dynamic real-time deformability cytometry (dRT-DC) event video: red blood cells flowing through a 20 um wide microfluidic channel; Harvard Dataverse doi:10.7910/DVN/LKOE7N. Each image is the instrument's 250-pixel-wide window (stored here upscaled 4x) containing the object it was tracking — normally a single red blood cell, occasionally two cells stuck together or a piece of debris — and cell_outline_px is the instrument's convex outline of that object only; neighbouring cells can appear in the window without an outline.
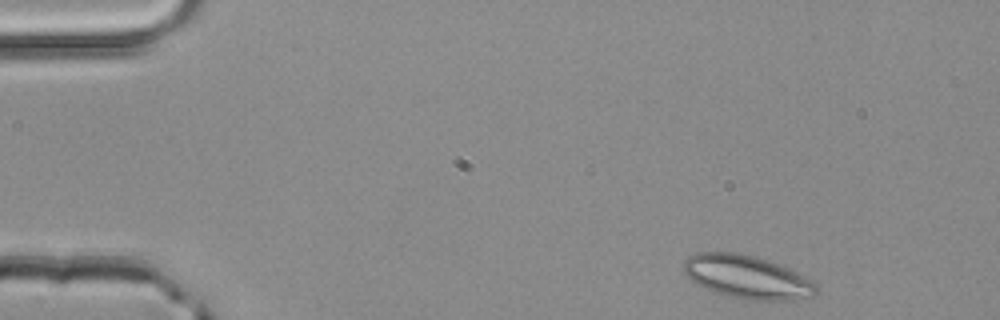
{"species": "common noctule bat (a hibernating species)", "species_latin": "Nyctalus noctula", "temperature_condition": "room temperature", "stored_images_in_passage": 46, "camera_frame_rate_fps": 3000, "um_per_image_px": 0.085, "animal": {"sex": "male", "body_mass_g": 20.4}, "frame": {"image": 1, "passage_image": 1, "time_ms": 0.0, "image_size_px": [1000, 320], "cell_outline_px": [[816, 296], [792, 300], [748, 300], [728, 296], [712, 292], [696, 284], [684, 276], [680, 268], [680, 264], [688, 256], [696, 252], [736, 252], [756, 256], [768, 260], [788, 268], [812, 280], [816, 284]], "centroid_in_image_um": [63.42, 23.54], "position_along_channel_um": 21.6, "area_um2": 34.1}}
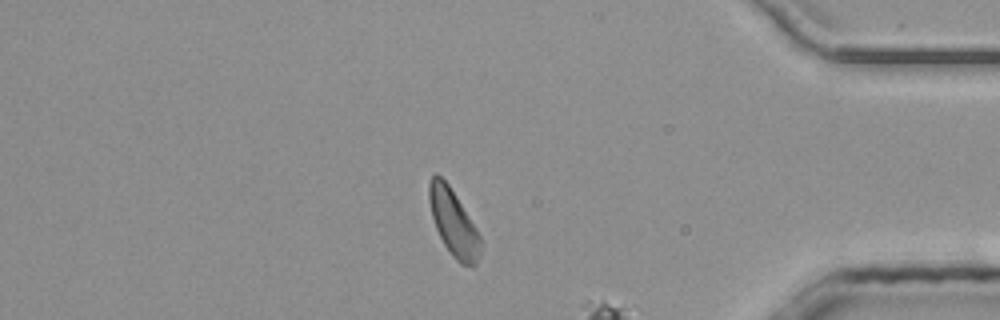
{"frame": {"image": 2, "passage_image": 38, "time_ms": 12.333, "image_size_px": [1000, 320], "cell_outline_px": [[480, 256], [476, 264], [472, 268], [460, 264], [452, 256], [444, 244], [436, 228], [432, 216], [428, 200], [428, 180], [436, 172], [448, 184], [456, 196], [476, 228], [480, 236]], "centroid_in_image_um": [38.53, 18.94], "position_along_channel_um": 396.7, "area_um2": 19.88}}